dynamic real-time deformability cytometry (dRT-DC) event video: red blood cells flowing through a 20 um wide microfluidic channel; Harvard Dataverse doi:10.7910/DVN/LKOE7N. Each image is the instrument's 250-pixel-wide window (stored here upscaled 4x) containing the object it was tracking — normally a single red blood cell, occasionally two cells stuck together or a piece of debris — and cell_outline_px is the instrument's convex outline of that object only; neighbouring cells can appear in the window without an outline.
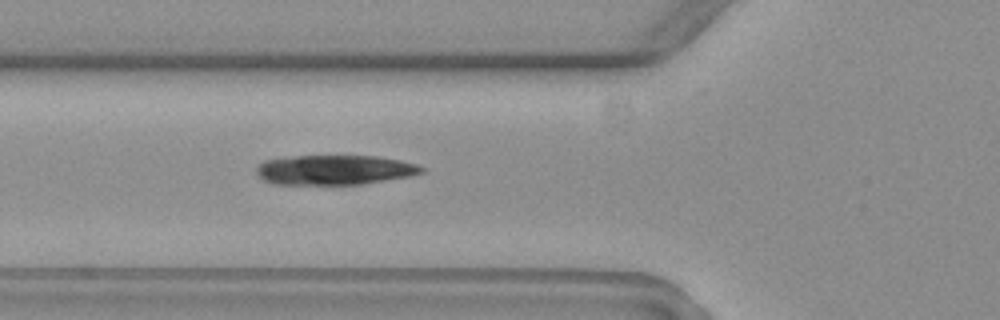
{"species": "common noctule bat (a hibernating species)", "species_latin": "Nyctalus noctula", "temperature_condition": "warm", "stored_images_in_passage": 5, "camera_frame_rate_fps": 3000, "um_per_image_px": 0.085, "animal": {"sex": "female", "body_mass_g": 19.3, "forearm_length_mm": 54.1}, "frame": {"image": 1, "passage_image": 5, "time_ms": 6.333, "image_size_px": [1000, 320], "cell_outline_px": [[424, 172], [408, 176], [360, 184], [272, 184], [264, 180], [256, 172], [256, 168], [264, 160], [284, 156], [376, 156], [400, 160], [416, 164], [424, 168]], "centroid_in_image_um": [28.39, 14.43], "position_along_channel_um": 97.4, "area_um2": 28.5}}